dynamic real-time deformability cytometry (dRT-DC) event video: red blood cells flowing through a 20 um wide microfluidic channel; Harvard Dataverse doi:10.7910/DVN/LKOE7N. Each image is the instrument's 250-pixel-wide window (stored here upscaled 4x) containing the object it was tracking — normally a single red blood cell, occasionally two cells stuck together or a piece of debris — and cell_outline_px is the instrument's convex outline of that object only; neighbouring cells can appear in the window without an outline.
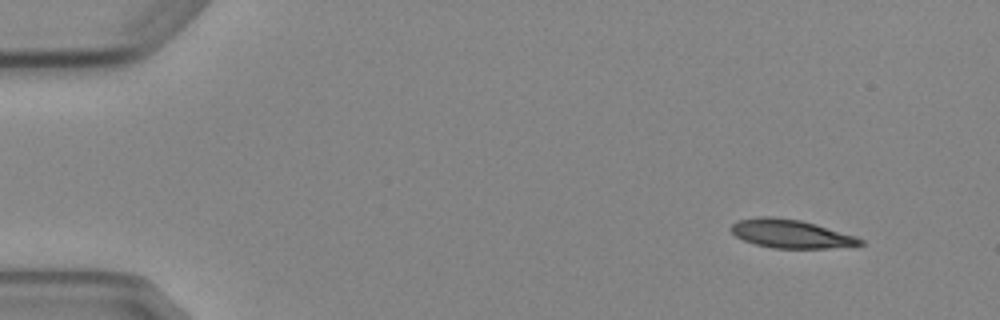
{"species": "Egyptian fruit bat (a non-hibernating species)", "species_latin": "Rousettus aegyptiacus", "temperature_condition": "cold", "stored_images_in_passage": 5, "segment_of_instrument_passage": [1, 2], "camera_frame_rate_fps": 3000, "um_per_image_px": 0.085, "animal": {"sex": "female"}, "frame": {"image": 1, "passage_image": 1, "time_ms": 0.0, "image_size_px": [1000, 320], "cell_outline_px": [[864, 244], [828, 248], [772, 248], [756, 244], [744, 240], [736, 236], [728, 228], [732, 224], [740, 220], [756, 216], [772, 216], [800, 220], [816, 224], [856, 236], [864, 240]], "centroid_in_image_um": [67.2, 19.86], "position_along_channel_um": 17.8, "area_um2": 21.39}}